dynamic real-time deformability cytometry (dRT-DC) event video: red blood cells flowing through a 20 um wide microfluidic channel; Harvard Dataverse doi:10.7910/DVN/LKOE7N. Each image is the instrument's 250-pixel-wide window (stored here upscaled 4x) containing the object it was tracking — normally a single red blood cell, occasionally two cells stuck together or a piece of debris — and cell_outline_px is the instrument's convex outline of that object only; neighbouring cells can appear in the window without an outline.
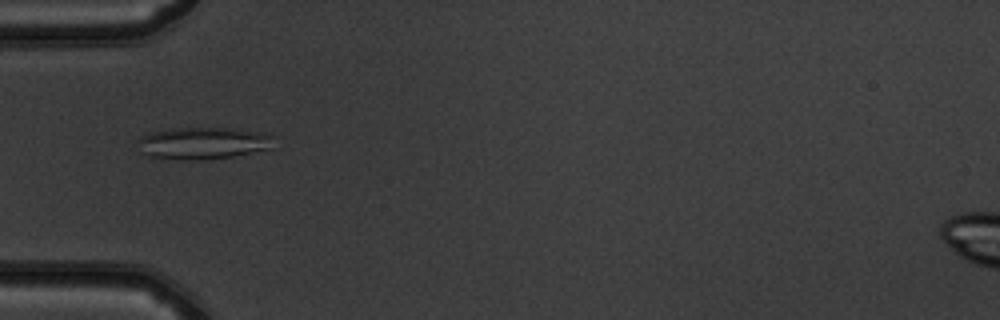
{"species": "common noctule bat (a hibernating species)", "species_latin": "Nyctalus noctula", "temperature_condition": "warm", "stored_images_in_passage": 51, "camera_frame_rate_fps": 3000, "um_per_image_px": 0.085, "animal": {"sex": "male", "body_mass_g": 19.5, "forearm_length_mm": 54.6}, "frame": {"image": 1, "passage_image": 17, "time_ms": 5.333, "image_size_px": [1000, 320], "cell_outline_px": [[276, 148], [232, 156], [204, 160], [192, 160], [148, 156], [140, 152], [136, 140], [140, 136], [148, 132], [172, 128], [232, 128], [256, 132], [272, 136]], "centroid_in_image_um": [17.23, 12.16], "position_along_channel_um": 67.8, "area_um2": 25.61}}
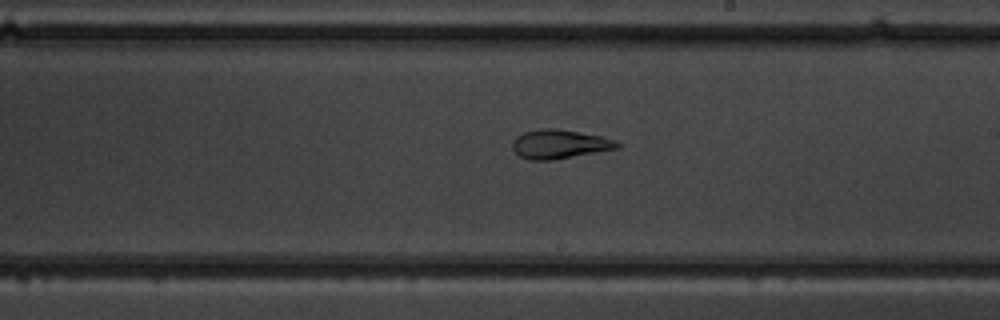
{"frame": {"image": 2, "passage_image": 30, "time_ms": 9.667, "image_size_px": [1000, 320], "cell_outline_px": [[620, 148], [552, 160], [532, 160], [520, 156], [512, 148], [512, 140], [516, 136], [524, 132], [540, 128], [556, 128], [600, 136], [616, 140], [620, 144]], "centroid_in_image_um": [47.55, 12.24], "position_along_channel_um": 241.5, "area_um2": 17.69}}
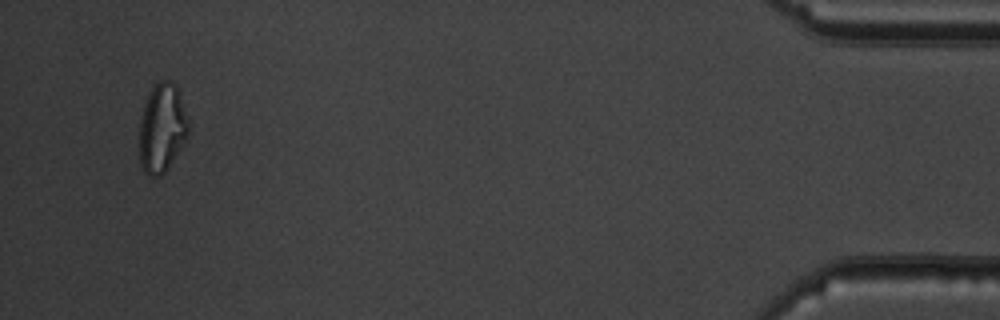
{"frame": {"image": 3, "passage_image": 49, "time_ms": 16.0, "image_size_px": [1000, 320], "cell_outline_px": [[188, 136], [168, 168], [160, 176], [148, 176], [144, 172], [140, 164], [140, 120], [144, 104], [152, 88], [160, 80], [168, 80], [176, 84], [180, 92], [188, 120]], "centroid_in_image_um": [13.78, 10.88], "position_along_channel_um": 421.4, "area_um2": 25.37}, "authors_computed_cell_mechanics": {"area_um2": 23.8714, "velocity_mm_per_s": 4.0205, "shape_relaxation_time_tau1_ms": null, "shape_relaxation_time_tau2_ms": 2.7659, "deformation_change_tau1": null, "deformation_change_tau2": 0.0795}}